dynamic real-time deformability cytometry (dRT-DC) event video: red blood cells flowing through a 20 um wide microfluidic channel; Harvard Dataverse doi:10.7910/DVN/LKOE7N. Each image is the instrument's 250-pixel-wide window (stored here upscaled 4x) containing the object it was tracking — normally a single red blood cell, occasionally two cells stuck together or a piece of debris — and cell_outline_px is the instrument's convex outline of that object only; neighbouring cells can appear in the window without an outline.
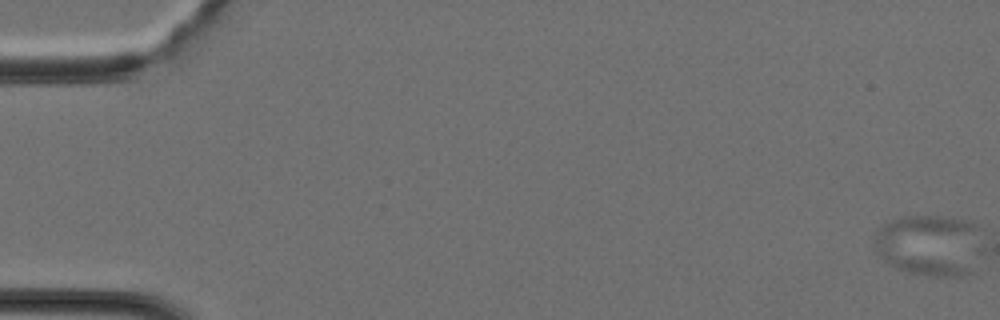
{"species": "Egyptian fruit bat (a non-hibernating species)", "species_latin": "Rousettus aegyptiacus", "temperature_condition": "cold", "stored_images_in_passage": 2, "camera_frame_rate_fps": 3000, "um_per_image_px": 0.085, "animal": {"sex": "female"}, "frame": {"image": 1, "passage_image": 1, "time_ms": 0.0, "image_size_px": [1000, 320], "cell_outline_px": [[976, 228], [972, 272], [964, 276], [932, 276], [912, 272], [896, 268], [888, 264], [876, 252], [872, 244], [872, 240], [880, 228], [884, 224], [892, 220], [904, 216], [956, 216], [968, 220], [976, 224]], "centroid_in_image_um": [78.89, 20.81], "position_along_channel_um": 6.1, "area_um2": 37.92}}